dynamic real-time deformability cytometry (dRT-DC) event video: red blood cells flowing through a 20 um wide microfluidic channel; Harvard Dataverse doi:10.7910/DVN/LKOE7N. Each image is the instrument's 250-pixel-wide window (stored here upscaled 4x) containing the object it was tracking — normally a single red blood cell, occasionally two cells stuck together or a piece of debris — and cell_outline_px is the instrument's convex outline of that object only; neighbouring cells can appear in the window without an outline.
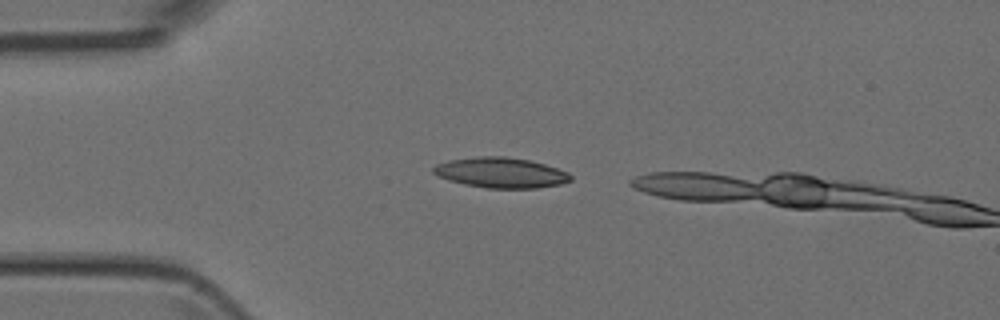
{"species": "Egyptian fruit bat (a non-hibernating species)", "species_latin": "Rousettus aegyptiacus", "temperature_condition": "room temperature", "stored_images_in_passage": 2, "camera_frame_rate_fps": 3000, "um_per_image_px": 0.085, "animal": {"sex": "female"}, "frame": {"image": 1, "passage_image": 1, "time_ms": 0.0, "image_size_px": [1000, 320], "cell_outline_px": [[572, 180], [560, 184], [536, 188], [488, 188], [464, 184], [448, 180], [432, 172], [432, 168], [436, 164], [448, 160], [480, 156], [504, 156], [528, 160], [544, 164], [568, 172], [572, 176]], "centroid_in_image_um": [42.56, 14.67], "position_along_channel_um": 42.4, "area_um2": 24.16}}